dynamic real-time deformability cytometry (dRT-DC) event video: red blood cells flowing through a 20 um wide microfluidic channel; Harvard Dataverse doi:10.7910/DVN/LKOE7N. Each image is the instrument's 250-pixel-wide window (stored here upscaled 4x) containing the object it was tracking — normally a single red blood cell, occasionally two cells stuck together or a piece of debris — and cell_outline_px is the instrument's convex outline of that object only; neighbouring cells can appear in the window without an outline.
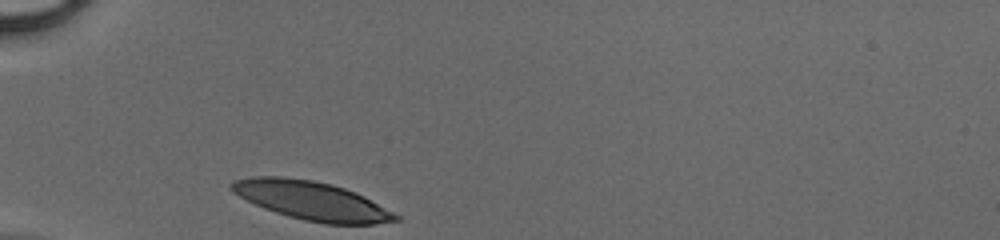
{"species": "human", "species_latin": "Homo sapiens", "temperature_condition": "cold", "stored_images_in_passage": 26, "camera_frame_rate_fps": 3000, "um_per_image_px": 0.085, "donor": {"sex": "male"}, "frame": {"image": 1, "passage_image": 1, "time_ms": 0.0, "image_size_px": [1000, 240], "cell_outline_px": [[400, 220], [376, 224], [324, 224], [304, 220], [288, 216], [264, 208], [232, 192], [232, 184], [236, 180], [252, 176], [280, 176], [312, 180], [332, 184], [344, 188], [364, 196], [400, 216]], "centroid_in_image_um": [26.52, 17.06], "position_along_channel_um": 58.5, "area_um2": 36.59}}
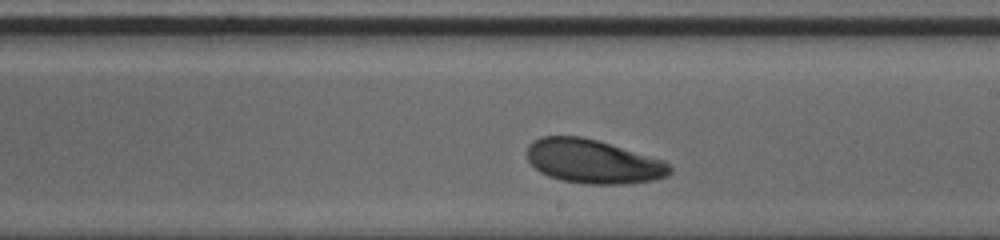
{"frame": {"image": 2, "passage_image": 15, "time_ms": 4.667, "image_size_px": [1000, 240], "cell_outline_px": [[672, 172], [668, 176], [656, 180], [624, 184], [584, 184], [560, 180], [548, 176], [540, 172], [528, 160], [528, 144], [532, 140], [540, 136], [580, 136], [600, 140], [664, 160], [672, 168]], "centroid_in_image_um": [50.43, 13.72], "position_along_channel_um": 238.6, "area_um2": 36.99}}
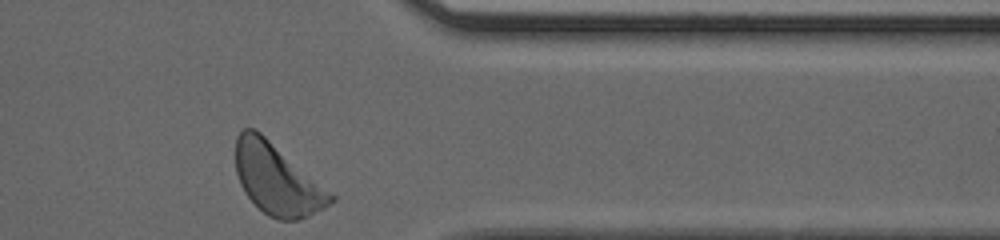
{"frame": {"image": 3, "passage_image": 26, "time_ms": 8.333, "image_size_px": [1000, 240], "cell_outline_px": [[336, 200], [324, 208], [308, 216], [296, 220], [276, 220], [268, 216], [244, 192], [240, 184], [236, 172], [236, 136], [244, 128], [256, 128], [336, 196]], "centroid_in_image_um": [23.55, 15.24], "position_along_channel_um": 387.8, "area_um2": 39.07}}